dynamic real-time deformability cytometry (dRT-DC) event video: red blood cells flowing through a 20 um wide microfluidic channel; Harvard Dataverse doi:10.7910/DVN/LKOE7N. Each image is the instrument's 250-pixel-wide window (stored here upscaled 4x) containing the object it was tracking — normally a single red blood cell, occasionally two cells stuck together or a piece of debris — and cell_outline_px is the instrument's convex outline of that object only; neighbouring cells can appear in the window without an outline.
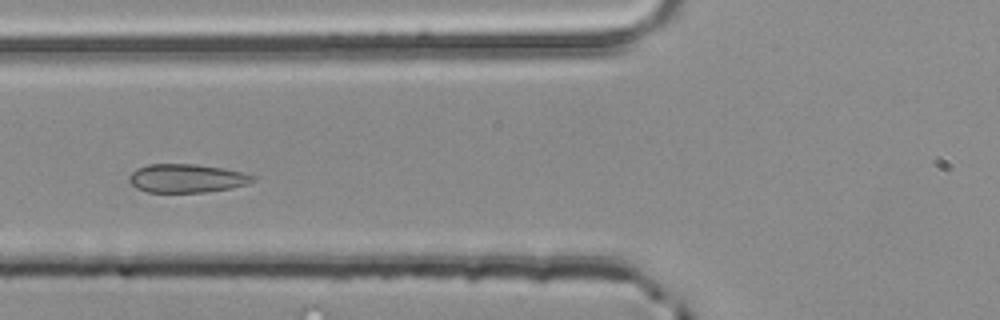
{"species": "common noctule bat (a hibernating species)", "species_latin": "Nyctalus noctula", "temperature_condition": "room temperature", "stored_images_in_passage": 3, "camera_frame_rate_fps": 3000, "um_per_image_px": 0.085, "animal": {"sex": "male", "body_mass_g": 20.4}, "frame": {"image": 1, "passage_image": 3, "time_ms": 0.667, "image_size_px": [1000, 320], "cell_outline_px": [[256, 180], [248, 184], [232, 188], [204, 192], [148, 192], [136, 188], [128, 180], [128, 176], [136, 168], [148, 164], [196, 164], [224, 168], [244, 172], [256, 176]], "centroid_in_image_um": [15.89, 15.15], "position_along_channel_um": 109.9, "area_um2": 20.81}}